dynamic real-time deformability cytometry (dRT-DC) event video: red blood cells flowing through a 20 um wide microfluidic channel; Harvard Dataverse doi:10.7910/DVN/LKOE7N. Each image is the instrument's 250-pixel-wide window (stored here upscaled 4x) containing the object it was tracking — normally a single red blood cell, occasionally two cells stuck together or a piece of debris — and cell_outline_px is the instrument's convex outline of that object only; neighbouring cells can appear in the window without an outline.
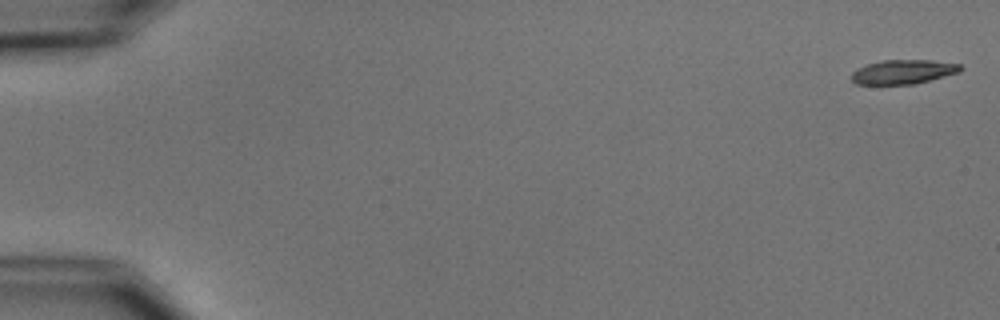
{"species": "common noctule bat (a hibernating species)", "species_latin": "Nyctalus noctula", "temperature_condition": "cold", "stored_images_in_passage": 9, "camera_frame_rate_fps": 3000, "um_per_image_px": 0.085, "animal": {"sex": "male", "body_mass_g": 15.6}, "frame": {"image": 1, "passage_image": 1, "time_ms": 0.0, "image_size_px": [1000, 320], "cell_outline_px": [[964, 68], [960, 72], [916, 84], [880, 88], [856, 84], [852, 80], [852, 72], [868, 64], [884, 60], [932, 60], [960, 64]], "centroid_in_image_um": [76.74, 6.17], "position_along_channel_um": 8.3, "area_um2": 16.18}}
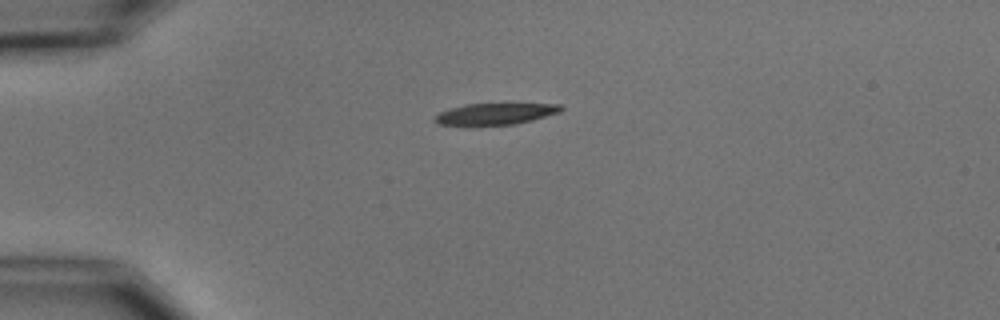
{"frame": {"image": 2, "passage_image": 4, "time_ms": 4.333, "image_size_px": [1000, 320], "cell_outline_px": [[564, 108], [560, 112], [532, 120], [516, 124], [464, 128], [440, 124], [432, 120], [440, 112], [464, 104], [560, 104]], "centroid_in_image_um": [42.02, 9.73], "position_along_channel_um": 43.0, "area_um2": 16.36}}
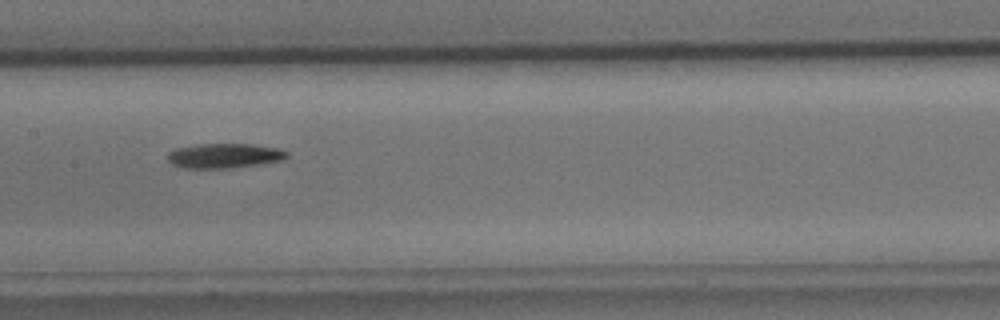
{"frame": {"image": 3, "passage_image": 8, "time_ms": 9.0, "image_size_px": [1000, 320], "cell_outline_px": [[288, 156], [284, 160], [260, 164], [228, 168], [184, 168], [172, 164], [168, 160], [168, 152], [176, 148], [200, 144], [252, 144], [280, 148], [288, 152]], "centroid_in_image_um": [19.1, 13.23], "position_along_channel_um": 188.3, "area_um2": 17.22}}